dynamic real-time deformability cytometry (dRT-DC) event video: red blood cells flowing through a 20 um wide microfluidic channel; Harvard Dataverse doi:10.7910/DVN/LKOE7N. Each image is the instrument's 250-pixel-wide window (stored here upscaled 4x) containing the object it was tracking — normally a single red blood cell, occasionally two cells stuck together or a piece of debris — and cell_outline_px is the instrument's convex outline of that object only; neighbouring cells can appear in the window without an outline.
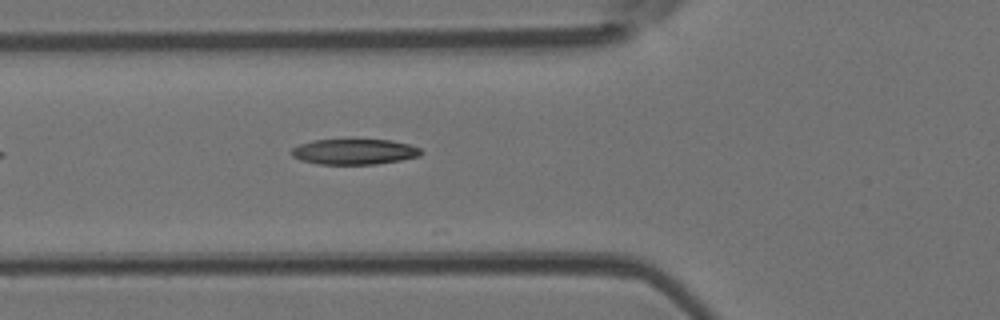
{"species": "Egyptian fruit bat (a non-hibernating species)", "species_latin": "Rousettus aegyptiacus", "temperature_condition": "room temperature", "stored_images_in_passage": 4, "camera_frame_rate_fps": 3000, "um_per_image_px": 0.085, "animal": {"sex": "female"}, "frame": {"image": 1, "passage_image": 4, "time_ms": 1.0, "image_size_px": [1000, 320], "cell_outline_px": [[424, 152], [420, 156], [400, 160], [376, 164], [316, 164], [300, 160], [292, 156], [292, 148], [300, 144], [312, 140], [392, 140], [408, 144], [420, 148]], "centroid_in_image_um": [30.12, 12.9], "position_along_channel_um": 95.7, "area_um2": 19.25}}